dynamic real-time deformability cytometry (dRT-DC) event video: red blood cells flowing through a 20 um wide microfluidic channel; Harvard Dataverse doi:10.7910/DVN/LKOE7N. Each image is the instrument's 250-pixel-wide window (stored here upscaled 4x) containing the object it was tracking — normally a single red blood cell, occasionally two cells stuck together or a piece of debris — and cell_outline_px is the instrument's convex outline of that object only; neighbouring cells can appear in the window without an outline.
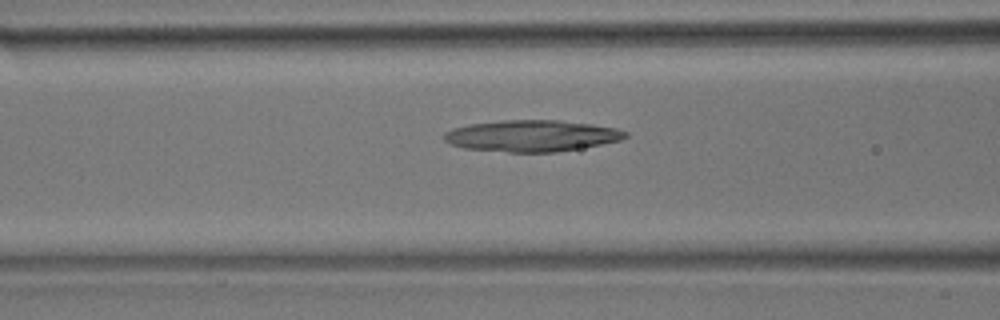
{"species": "common noctule bat (a hibernating species)", "species_latin": "Nyctalus noctula", "temperature_condition": "room temperature", "stored_images_in_passage": 33, "camera_frame_rate_fps": 3000, "um_per_image_px": 0.085, "animal": {"sex": "male", "body_mass_g": 17.9}, "frame": {"image": 1, "passage_image": 12, "time_ms": 3.667, "image_size_px": [1000, 320], "cell_outline_px": [[628, 136], [620, 140], [580, 148], [556, 152], [508, 152], [464, 148], [448, 144], [444, 140], [444, 132], [452, 128], [468, 124], [500, 120], [560, 120], [592, 124], [616, 128], [628, 132]], "centroid_in_image_um": [45.16, 11.54], "position_along_channel_um": 121.4, "area_um2": 33.35}}
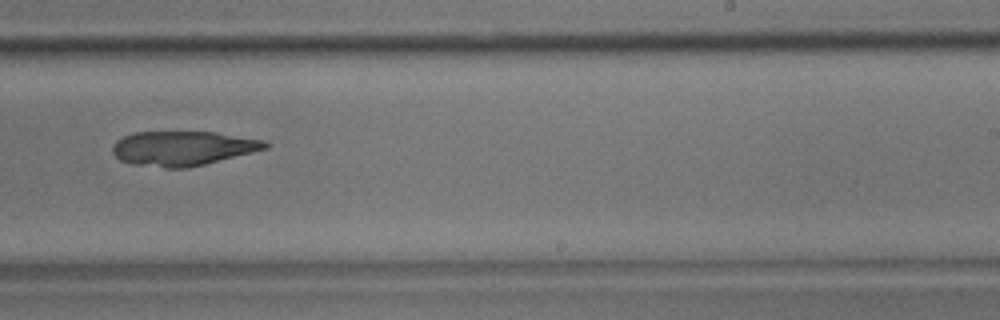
{"frame": {"image": 2, "passage_image": 23, "time_ms": 7.333, "image_size_px": [1000, 320], "cell_outline_px": [[272, 144], [268, 148], [204, 164], [184, 168], [164, 168], [132, 164], [120, 160], [112, 152], [112, 144], [116, 140], [124, 136], [136, 132], [216, 132], [268, 140]], "centroid_in_image_um": [15.56, 12.6], "position_along_channel_um": 273.4, "area_um2": 30.87}}
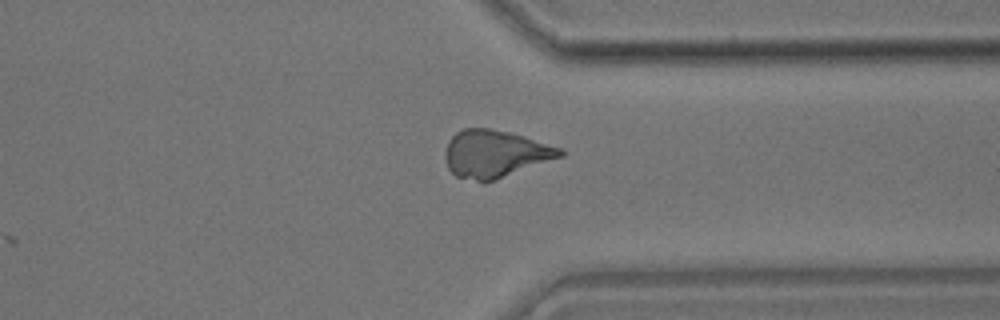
{"frame": {"image": 3, "passage_image": 30, "time_ms": 9.667, "image_size_px": [1000, 320], "cell_outline_px": [[564, 156], [496, 180], [484, 184], [456, 176], [448, 168], [444, 156], [448, 140], [456, 132], [464, 128], [488, 128], [508, 132], [524, 136], [564, 148]], "centroid_in_image_um": [42.09, 13.09], "position_along_channel_um": 369.3, "area_um2": 32.19}}